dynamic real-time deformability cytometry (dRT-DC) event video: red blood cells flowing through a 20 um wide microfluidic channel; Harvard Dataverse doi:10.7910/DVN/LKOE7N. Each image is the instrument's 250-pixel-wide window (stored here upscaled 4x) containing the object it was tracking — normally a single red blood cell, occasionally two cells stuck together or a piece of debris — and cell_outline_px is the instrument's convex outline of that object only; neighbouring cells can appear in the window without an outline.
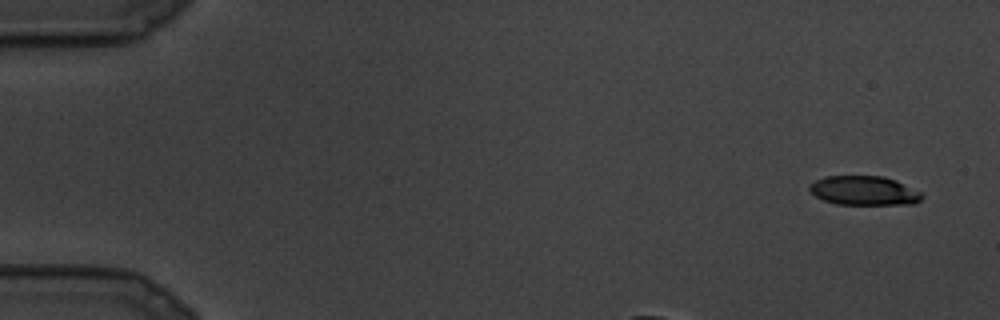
{"species": "common noctule bat (a hibernating species)", "species_latin": "Nyctalus noctula", "temperature_condition": "cold", "stored_images_in_passage": 8, "camera_frame_rate_fps": 3000, "um_per_image_px": 0.085, "animal": {"sex": "male", "body_mass_g": 19.5, "forearm_length_mm": 54.6}, "frame": {"image": 1, "passage_image": 1, "time_ms": 0.0, "image_size_px": [1000, 320], "cell_outline_px": [[924, 196], [916, 204], [836, 204], [824, 200], [816, 196], [808, 188], [808, 184], [824, 176], [884, 176], [896, 180], [920, 192]], "centroid_in_image_um": [73.44, 16.2], "position_along_channel_um": 11.6, "area_um2": 19.13}}
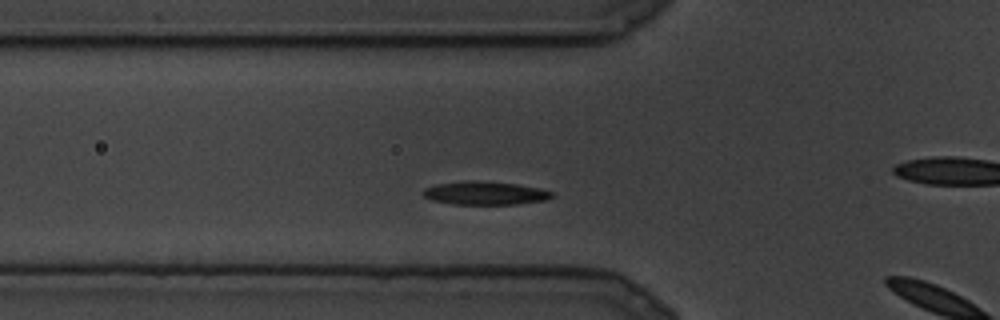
{"frame": {"image": 2, "passage_image": 7, "time_ms": 2.0, "image_size_px": [1000, 320], "cell_outline_px": [[556, 196], [544, 200], [516, 204], [452, 204], [432, 200], [424, 196], [420, 192], [424, 188], [436, 184], [464, 180], [480, 180], [516, 184], [540, 188], [556, 192]], "centroid_in_image_um": [41.23, 16.4], "position_along_channel_um": 84.6, "area_um2": 17.8}}